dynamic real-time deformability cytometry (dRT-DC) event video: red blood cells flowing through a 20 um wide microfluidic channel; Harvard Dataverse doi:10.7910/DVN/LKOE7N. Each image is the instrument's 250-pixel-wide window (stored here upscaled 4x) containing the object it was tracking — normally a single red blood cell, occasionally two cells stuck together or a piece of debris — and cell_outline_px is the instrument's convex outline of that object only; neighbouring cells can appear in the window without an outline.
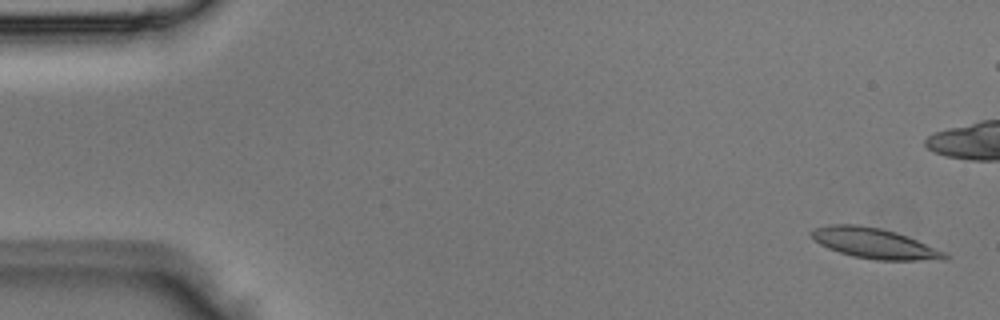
{"species": "Egyptian fruit bat (a non-hibernating species)", "species_latin": "Rousettus aegyptiacus", "temperature_condition": "room temperature", "stored_images_in_passage": 4, "camera_frame_rate_fps": 3000, "um_per_image_px": 0.085, "animal": {"sex": "male"}, "frame": {"image": 1, "passage_image": 1, "time_ms": 0.0, "image_size_px": [1000, 320], "cell_outline_px": [[952, 256], [944, 260], [876, 260], [852, 256], [828, 248], [820, 244], [808, 232], [812, 228], [828, 224], [860, 224], [880, 228], [896, 232], [948, 252]], "centroid_in_image_um": [74.35, 20.68], "position_along_channel_um": 10.6, "area_um2": 23.87}}